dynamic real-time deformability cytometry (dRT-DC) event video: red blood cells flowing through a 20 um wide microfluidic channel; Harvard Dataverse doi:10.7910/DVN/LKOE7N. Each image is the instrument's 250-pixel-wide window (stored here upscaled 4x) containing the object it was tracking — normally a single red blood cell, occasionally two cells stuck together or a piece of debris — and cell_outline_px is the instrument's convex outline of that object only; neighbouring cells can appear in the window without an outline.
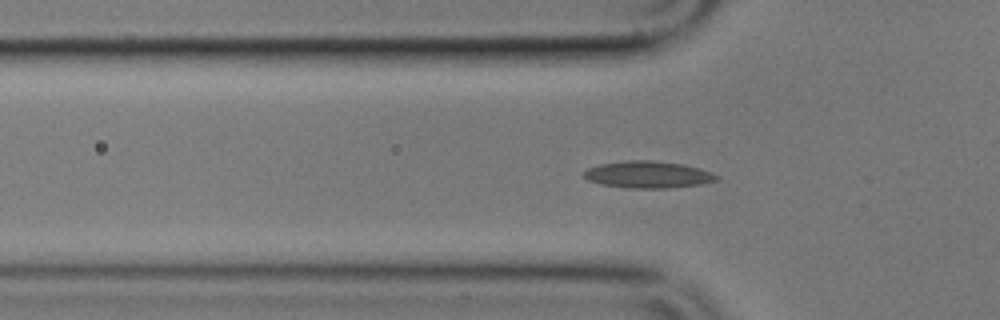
{"species": "common noctule bat (a hibernating species)", "species_latin": "Nyctalus noctula", "temperature_condition": "cold", "stored_images_in_passage": 43, "camera_frame_rate_fps": 3000, "um_per_image_px": 0.085, "animal": {"sex": "male", "body_mass_g": 17.9}, "frame": {"image": 1, "passage_image": 4, "time_ms": 1.0, "image_size_px": [1000, 320], "cell_outline_px": [[720, 176], [716, 180], [700, 184], [668, 188], [632, 188], [600, 184], [588, 180], [580, 172], [588, 168], [600, 164], [628, 160], [652, 160], [680, 164], [696, 168]], "centroid_in_image_um": [55.0, 14.84], "position_along_channel_um": 70.8, "area_um2": 20.52}}
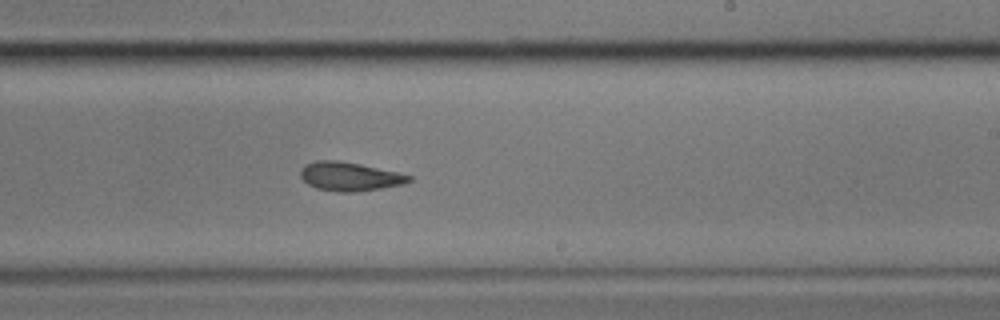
{"frame": {"image": 2, "passage_image": 20, "time_ms": 6.333, "image_size_px": [1000, 320], "cell_outline_px": [[412, 180], [404, 184], [356, 192], [336, 192], [316, 188], [308, 184], [300, 176], [300, 168], [304, 164], [316, 160], [336, 160], [360, 164], [396, 172], [412, 176]], "centroid_in_image_um": [29.68, 15.0], "position_along_channel_um": 259.3, "area_um2": 18.21}}
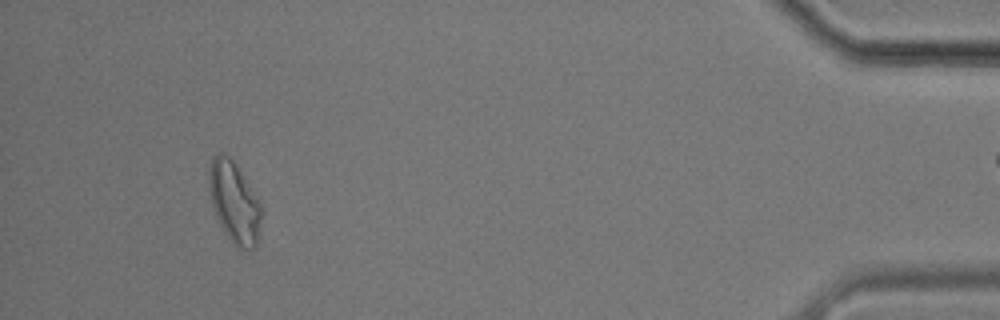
{"frame": {"image": 3, "passage_image": 39, "time_ms": 12.667, "image_size_px": [1000, 320], "cell_outline_px": [[264, 212], [256, 244], [252, 248], [236, 248], [232, 244], [224, 232], [212, 208], [208, 188], [208, 172], [212, 156], [220, 152], [224, 152], [236, 164], [260, 200]], "centroid_in_image_um": [19.92, 17.18], "position_along_channel_um": 415.3, "area_um2": 25.37}}